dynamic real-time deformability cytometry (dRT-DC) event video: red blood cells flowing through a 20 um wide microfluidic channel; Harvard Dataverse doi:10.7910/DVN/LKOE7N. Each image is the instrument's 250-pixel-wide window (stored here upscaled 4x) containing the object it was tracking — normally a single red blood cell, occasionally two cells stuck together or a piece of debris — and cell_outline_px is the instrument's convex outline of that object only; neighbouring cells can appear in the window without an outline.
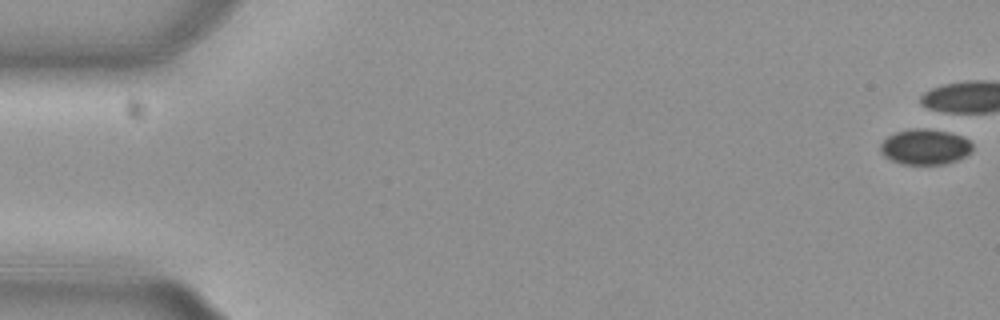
{"species": "common noctule bat (a hibernating species)", "species_latin": "Nyctalus noctula", "temperature_condition": "cold", "stored_images_in_passage": 49, "camera_frame_rate_fps": 3000, "um_per_image_px": 0.085, "animal": {"sex": "female", "body_mass_g": 29.2, "forearm_length_mm": 56.3}, "frame": {"image": 1, "passage_image": 1, "time_ms": 0.0, "image_size_px": [1000, 320], "cell_outline_px": [[972, 148], [964, 156], [956, 160], [944, 164], [904, 164], [892, 160], [884, 156], [880, 152], [880, 144], [888, 136], [896, 132], [912, 128], [928, 128], [948, 132], [964, 136], [972, 144]], "centroid_in_image_um": [78.61, 12.47], "position_along_channel_um": 6.4, "area_um2": 18.96}}
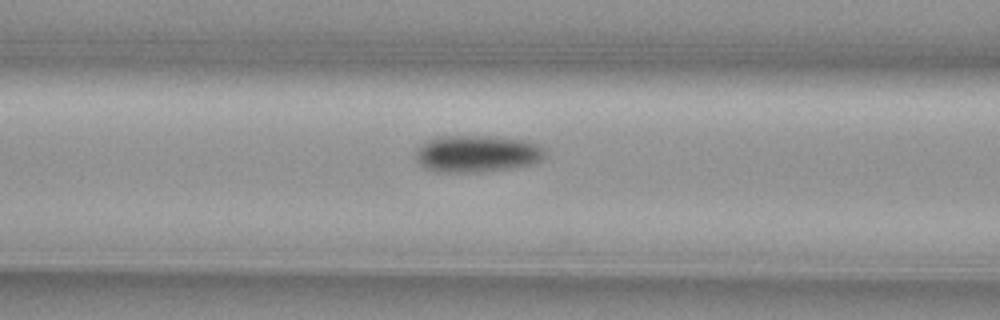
{"frame": {"image": 2, "passage_image": 21, "time_ms": 6.667, "image_size_px": [1000, 320], "cell_outline_px": [[544, 156], [540, 160], [532, 164], [512, 168], [484, 172], [436, 172], [424, 168], [416, 160], [416, 152], [420, 144], [436, 136], [488, 136], [528, 140], [544, 148]], "centroid_in_image_um": [40.52, 13.07], "position_along_channel_um": 126.1, "area_um2": 28.09}}
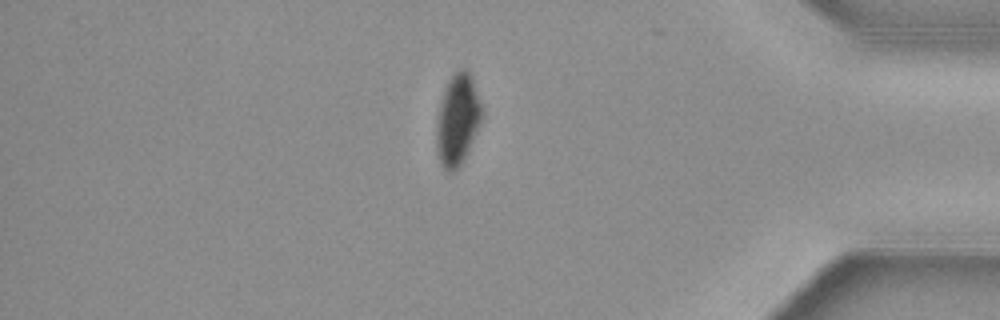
{"frame": {"image": 3, "passage_image": 45, "time_ms": 14.667, "image_size_px": [1000, 320], "cell_outline_px": [[480, 120], [460, 168], [452, 172], [448, 172], [444, 168], [440, 160], [436, 148], [436, 124], [440, 104], [448, 80], [452, 72], [460, 68], [464, 68], [472, 76], [480, 104]], "centroid_in_image_um": [38.85, 10.16], "position_along_channel_um": 396.4, "area_um2": 23.52}}